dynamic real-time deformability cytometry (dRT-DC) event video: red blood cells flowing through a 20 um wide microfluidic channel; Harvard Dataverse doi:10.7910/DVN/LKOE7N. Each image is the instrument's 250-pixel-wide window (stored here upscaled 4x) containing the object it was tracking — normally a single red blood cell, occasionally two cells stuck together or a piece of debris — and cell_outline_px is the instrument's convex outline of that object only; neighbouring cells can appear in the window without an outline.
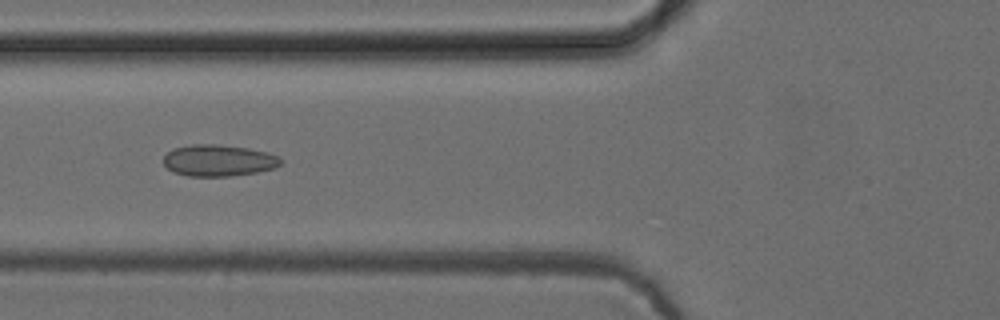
{"species": "common noctule bat (a hibernating species)", "species_latin": "Nyctalus noctula", "temperature_condition": "cold", "stored_images_in_passage": 51, "camera_frame_rate_fps": 3000, "um_per_image_px": 0.085, "animal": {"sex": "female", "body_mass_g": 24.6, "forearm_length_mm": 56.2}, "frame": {"image": 1, "passage_image": 19, "time_ms": 6.0, "image_size_px": [1000, 320], "cell_outline_px": [[284, 160], [276, 168], [256, 172], [232, 176], [188, 176], [172, 172], [164, 164], [164, 156], [172, 148], [192, 144], [216, 144], [248, 148], [268, 152], [280, 156]], "centroid_in_image_um": [18.6, 13.63], "position_along_channel_um": 107.2, "area_um2": 21.79}}
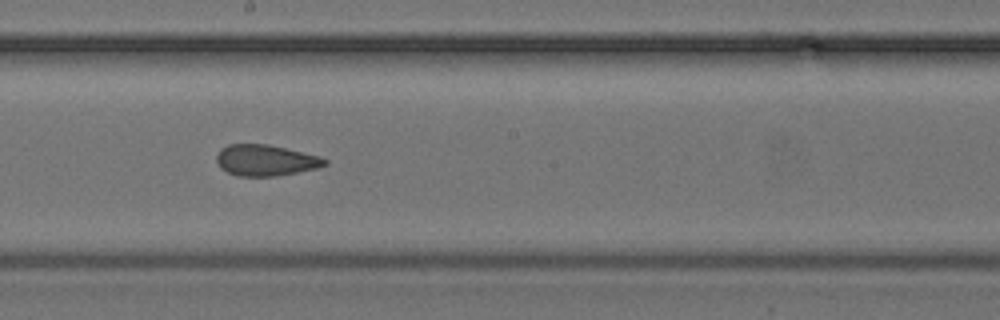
{"frame": {"image": 2, "passage_image": 28, "time_ms": 9.0, "image_size_px": [1000, 320], "cell_outline_px": [[328, 164], [316, 168], [276, 176], [236, 176], [220, 168], [216, 160], [216, 152], [220, 148], [228, 144], [268, 144], [320, 156], [328, 160]], "centroid_in_image_um": [22.54, 13.62], "position_along_channel_um": 225.7, "area_um2": 19.71}}
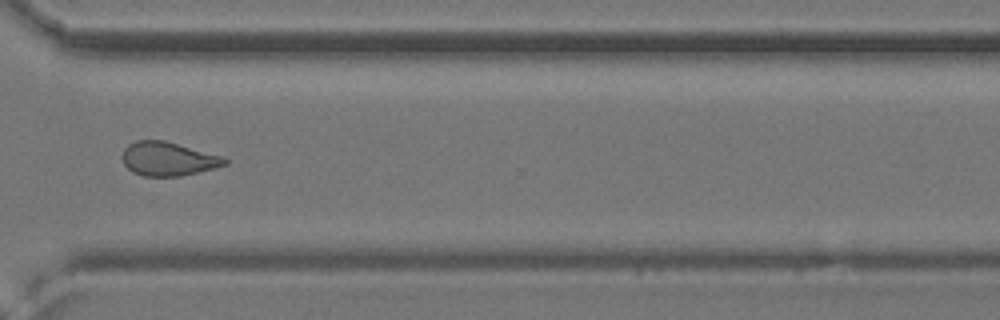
{"frame": {"image": 3, "passage_image": 38, "time_ms": 12.333, "image_size_px": [1000, 320], "cell_outline_px": [[228, 164], [180, 176], [144, 176], [132, 172], [124, 164], [120, 156], [124, 148], [128, 144], [136, 140], [164, 140], [224, 156], [228, 160]], "centroid_in_image_um": [14.26, 13.49], "position_along_channel_um": 356.3, "area_um2": 20.29}, "authors_computed_cell_mechanics": {"area_um2": 21.1548, "velocity_mm_per_s": 3.9294, "shape_relaxation_time_tau1_ms": null, "shape_relaxation_time_tau2_ms": 1.3525, "deformation_change_tau1": null, "deformation_change_tau2": 0.082}}